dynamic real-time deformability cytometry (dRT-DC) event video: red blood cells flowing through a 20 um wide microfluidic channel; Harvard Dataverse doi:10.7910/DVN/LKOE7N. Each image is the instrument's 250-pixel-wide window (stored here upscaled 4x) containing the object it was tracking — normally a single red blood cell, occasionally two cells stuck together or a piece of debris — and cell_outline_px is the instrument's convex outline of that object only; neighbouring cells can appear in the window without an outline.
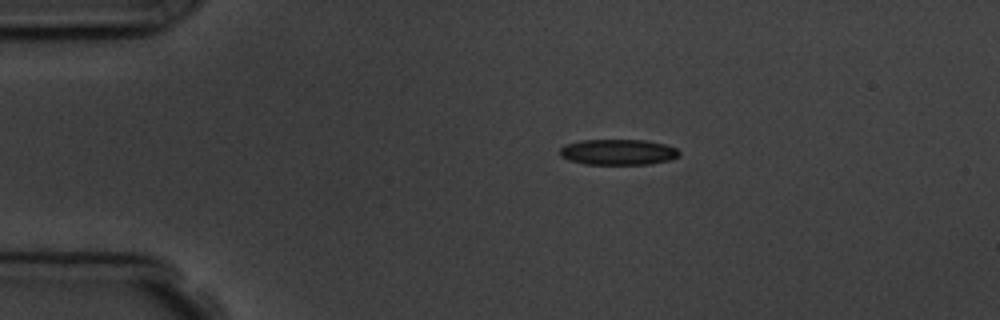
{"species": "common noctule bat (a hibernating species)", "species_latin": "Nyctalus noctula", "temperature_condition": "room temperature", "stored_images_in_passage": 4, "camera_frame_rate_fps": 3000, "um_per_image_px": 0.085, "animal": {"sex": "male", "body_mass_g": 19.5, "forearm_length_mm": 54.6}, "frame": {"image": 1, "passage_image": 3, "time_ms": 2.333, "image_size_px": [1000, 320], "cell_outline_px": [[680, 156], [668, 160], [648, 164], [584, 164], [568, 160], [560, 156], [560, 148], [564, 144], [580, 140], [644, 140], [664, 144], [676, 148], [680, 152]], "centroid_in_image_um": [52.5, 12.92], "position_along_channel_um": 32.5, "area_um2": 17.92}}